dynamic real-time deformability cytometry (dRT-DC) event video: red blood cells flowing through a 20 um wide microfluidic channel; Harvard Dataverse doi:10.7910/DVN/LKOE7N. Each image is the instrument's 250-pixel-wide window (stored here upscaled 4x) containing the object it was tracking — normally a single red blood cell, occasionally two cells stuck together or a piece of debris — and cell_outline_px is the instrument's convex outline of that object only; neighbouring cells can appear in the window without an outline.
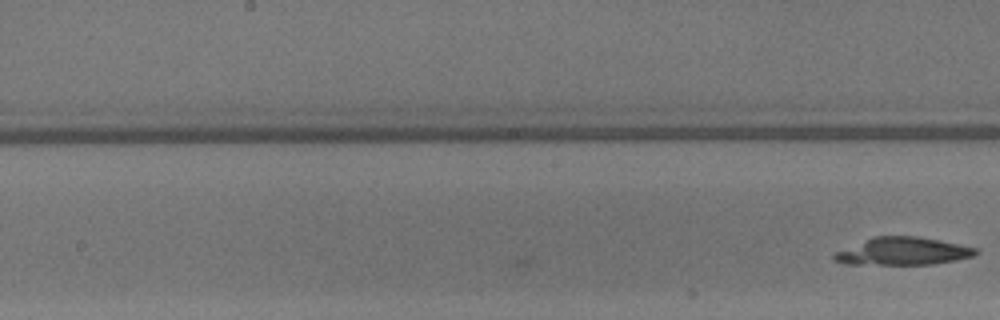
{"species": "common noctule bat (a hibernating species)", "species_latin": "Nyctalus noctula", "temperature_condition": "warm", "stored_images_in_passage": 12, "camera_frame_rate_fps": 3000, "um_per_image_px": 0.085, "animal": {"sex": "male", "body_mass_g": 13.3}, "frame": {"image": 1, "passage_image": 12, "time_ms": 3.667, "image_size_px": [1000, 320], "cell_outline_px": [[980, 252], [972, 256], [956, 260], [932, 264], [844, 264], [832, 260], [832, 256], [836, 252], [872, 236], [916, 236], [940, 240], [976, 248]], "centroid_in_image_um": [76.72, 21.36], "position_along_channel_um": 171.5, "area_um2": 22.72}}